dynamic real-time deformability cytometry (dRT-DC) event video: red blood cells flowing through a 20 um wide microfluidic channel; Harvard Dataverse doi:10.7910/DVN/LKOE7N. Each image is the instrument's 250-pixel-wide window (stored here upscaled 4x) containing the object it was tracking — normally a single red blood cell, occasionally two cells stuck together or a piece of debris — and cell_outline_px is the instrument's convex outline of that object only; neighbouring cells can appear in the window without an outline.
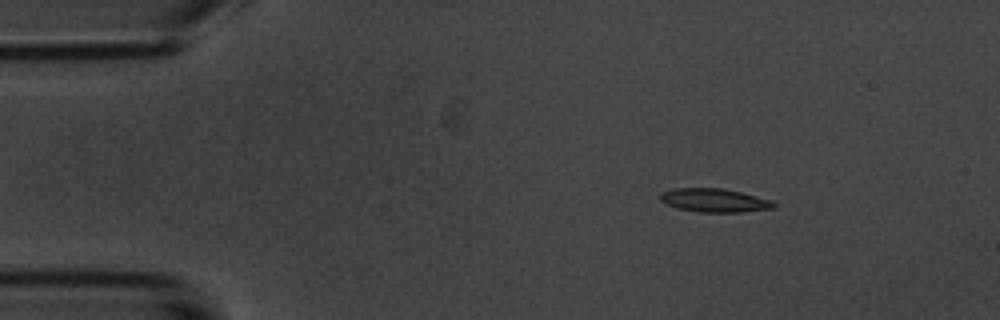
{"species": "common noctule bat (a hibernating species)", "species_latin": "Nyctalus noctula", "temperature_condition": "room temperature", "stored_images_in_passage": 3, "camera_frame_rate_fps": 3000, "um_per_image_px": 0.085, "animal": {"sex": "male", "body_mass_g": 20.1, "forearm_length_mm": 53.5}, "frame": {"image": 1, "passage_image": 2, "time_ms": 1.333, "image_size_px": [1000, 320], "cell_outline_px": [[776, 208], [740, 212], [700, 212], [676, 208], [660, 200], [660, 196], [664, 192], [672, 188], [724, 188], [772, 200], [776, 204]], "centroid_in_image_um": [60.75, 17.03], "position_along_channel_um": 24.2, "area_um2": 15.55}}